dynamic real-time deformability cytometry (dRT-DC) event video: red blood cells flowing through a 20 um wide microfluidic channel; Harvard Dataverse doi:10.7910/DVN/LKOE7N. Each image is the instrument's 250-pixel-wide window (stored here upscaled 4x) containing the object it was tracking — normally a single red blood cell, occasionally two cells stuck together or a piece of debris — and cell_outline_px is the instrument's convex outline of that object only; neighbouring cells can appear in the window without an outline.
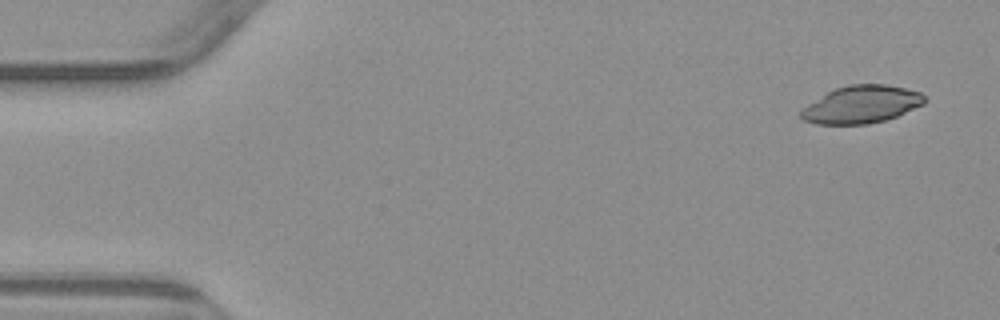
{"species": "common noctule bat (a hibernating species)", "species_latin": "Nyctalus noctula", "temperature_condition": "warm", "stored_images_in_passage": 4, "camera_frame_rate_fps": 3000, "um_per_image_px": 0.085, "animal": {"sex": "male", "body_mass_g": 23.1, "forearm_length_mm": 52.7}, "frame": {"image": 1, "passage_image": 1, "time_ms": 0.0, "image_size_px": [1000, 320], "cell_outline_px": [[928, 100], [924, 104], [896, 116], [884, 120], [868, 124], [816, 124], [804, 120], [800, 116], [800, 112], [808, 104], [828, 92], [836, 88], [848, 84], [888, 84], [920, 92]], "centroid_in_image_um": [73.25, 8.87], "position_along_channel_um": 11.8, "area_um2": 26.88}}